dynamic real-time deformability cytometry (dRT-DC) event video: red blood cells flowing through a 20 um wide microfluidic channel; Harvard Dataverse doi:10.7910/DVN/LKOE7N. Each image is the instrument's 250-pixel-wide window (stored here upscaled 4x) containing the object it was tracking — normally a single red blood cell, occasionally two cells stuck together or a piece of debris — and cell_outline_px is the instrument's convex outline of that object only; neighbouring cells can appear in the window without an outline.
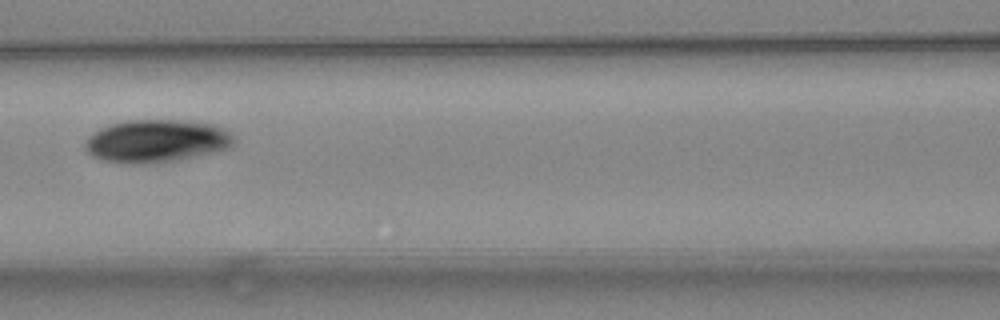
{"species": "common noctule bat (a hibernating species)", "species_latin": "Nyctalus noctula", "temperature_condition": "warm", "stored_images_in_passage": 6, "camera_frame_rate_fps": 3000, "um_per_image_px": 0.085, "animal": {"sex": "female", "body_mass_g": 24.6, "forearm_length_mm": 56.2}, "frame": {"image": 1, "passage_image": 5, "time_ms": 1.333, "image_size_px": [1000, 320], "cell_outline_px": [[236, 140], [232, 148], [176, 160], [144, 164], [132, 164], [100, 160], [92, 156], [84, 148], [84, 140], [88, 136], [100, 128], [124, 120], [188, 120], [216, 124], [236, 136]], "centroid_in_image_um": [13.32, 11.98], "position_along_channel_um": 153.3, "area_um2": 37.63}}